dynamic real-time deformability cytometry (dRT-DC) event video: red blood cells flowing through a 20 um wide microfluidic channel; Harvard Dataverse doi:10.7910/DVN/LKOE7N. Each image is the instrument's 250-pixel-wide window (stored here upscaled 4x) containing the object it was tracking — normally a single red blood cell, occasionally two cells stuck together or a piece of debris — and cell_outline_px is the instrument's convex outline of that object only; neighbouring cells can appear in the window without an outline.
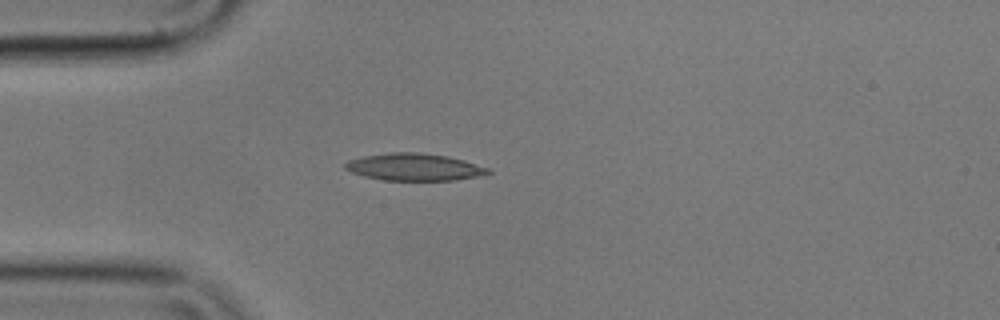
{"species": "common noctule bat (a hibernating species)", "species_latin": "Nyctalus noctula", "temperature_condition": "cold", "stored_images_in_passage": 3, "camera_frame_rate_fps": 3000, "um_per_image_px": 0.085, "animal": {"sex": "male", "body_mass_g": 17.9}, "frame": {"image": 1, "passage_image": 3, "time_ms": 0.667, "image_size_px": [1000, 320], "cell_outline_px": [[492, 172], [476, 176], [456, 180], [384, 180], [364, 176], [352, 172], [344, 168], [344, 164], [348, 160], [364, 156], [388, 152], [416, 152], [448, 156], [464, 160], [488, 168]], "centroid_in_image_um": [35.18, 14.19], "position_along_channel_um": 49.8, "area_um2": 22.48}}